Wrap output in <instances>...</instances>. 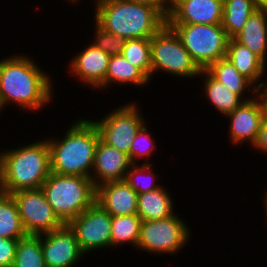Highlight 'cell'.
Returning a JSON list of instances; mask_svg holds the SVG:
<instances>
[{
  "mask_svg": "<svg viewBox=\"0 0 267 267\" xmlns=\"http://www.w3.org/2000/svg\"><path fill=\"white\" fill-rule=\"evenodd\" d=\"M201 70L226 57L229 37L222 24H169Z\"/></svg>",
  "mask_w": 267,
  "mask_h": 267,
  "instance_id": "obj_6",
  "label": "cell"
},
{
  "mask_svg": "<svg viewBox=\"0 0 267 267\" xmlns=\"http://www.w3.org/2000/svg\"><path fill=\"white\" fill-rule=\"evenodd\" d=\"M111 222L112 216L95 202L68 225L74 231L81 251L88 254L111 248Z\"/></svg>",
  "mask_w": 267,
  "mask_h": 267,
  "instance_id": "obj_11",
  "label": "cell"
},
{
  "mask_svg": "<svg viewBox=\"0 0 267 267\" xmlns=\"http://www.w3.org/2000/svg\"><path fill=\"white\" fill-rule=\"evenodd\" d=\"M27 236L18 207L11 194L0 195V238L22 239Z\"/></svg>",
  "mask_w": 267,
  "mask_h": 267,
  "instance_id": "obj_25",
  "label": "cell"
},
{
  "mask_svg": "<svg viewBox=\"0 0 267 267\" xmlns=\"http://www.w3.org/2000/svg\"><path fill=\"white\" fill-rule=\"evenodd\" d=\"M46 200L63 224H69L95 203L96 187L92 179L83 176L60 175L51 172L41 185Z\"/></svg>",
  "mask_w": 267,
  "mask_h": 267,
  "instance_id": "obj_5",
  "label": "cell"
},
{
  "mask_svg": "<svg viewBox=\"0 0 267 267\" xmlns=\"http://www.w3.org/2000/svg\"><path fill=\"white\" fill-rule=\"evenodd\" d=\"M257 9H267V0H252Z\"/></svg>",
  "mask_w": 267,
  "mask_h": 267,
  "instance_id": "obj_35",
  "label": "cell"
},
{
  "mask_svg": "<svg viewBox=\"0 0 267 267\" xmlns=\"http://www.w3.org/2000/svg\"><path fill=\"white\" fill-rule=\"evenodd\" d=\"M16 239L0 238V267H12L17 249Z\"/></svg>",
  "mask_w": 267,
  "mask_h": 267,
  "instance_id": "obj_32",
  "label": "cell"
},
{
  "mask_svg": "<svg viewBox=\"0 0 267 267\" xmlns=\"http://www.w3.org/2000/svg\"><path fill=\"white\" fill-rule=\"evenodd\" d=\"M83 49L71 59L68 70L84 85H88L94 90L97 88L105 89V77L110 55L91 43Z\"/></svg>",
  "mask_w": 267,
  "mask_h": 267,
  "instance_id": "obj_15",
  "label": "cell"
},
{
  "mask_svg": "<svg viewBox=\"0 0 267 267\" xmlns=\"http://www.w3.org/2000/svg\"><path fill=\"white\" fill-rule=\"evenodd\" d=\"M157 177L151 164H132L126 173L125 181L137 194H142L161 187L156 182Z\"/></svg>",
  "mask_w": 267,
  "mask_h": 267,
  "instance_id": "obj_29",
  "label": "cell"
},
{
  "mask_svg": "<svg viewBox=\"0 0 267 267\" xmlns=\"http://www.w3.org/2000/svg\"><path fill=\"white\" fill-rule=\"evenodd\" d=\"M138 194L125 180L106 182L96 187L95 202L112 217L137 214Z\"/></svg>",
  "mask_w": 267,
  "mask_h": 267,
  "instance_id": "obj_17",
  "label": "cell"
},
{
  "mask_svg": "<svg viewBox=\"0 0 267 267\" xmlns=\"http://www.w3.org/2000/svg\"><path fill=\"white\" fill-rule=\"evenodd\" d=\"M146 125L147 124L145 123L140 128L132 142L130 148V160L132 164L139 162L138 158L141 160L142 158L145 159L144 164H151V162H149V157H151L153 150L156 149V144H154L155 141L153 140V137L148 133V127Z\"/></svg>",
  "mask_w": 267,
  "mask_h": 267,
  "instance_id": "obj_30",
  "label": "cell"
},
{
  "mask_svg": "<svg viewBox=\"0 0 267 267\" xmlns=\"http://www.w3.org/2000/svg\"><path fill=\"white\" fill-rule=\"evenodd\" d=\"M136 102H130L94 120L100 139L107 145L129 155L137 132L146 123Z\"/></svg>",
  "mask_w": 267,
  "mask_h": 267,
  "instance_id": "obj_9",
  "label": "cell"
},
{
  "mask_svg": "<svg viewBox=\"0 0 267 267\" xmlns=\"http://www.w3.org/2000/svg\"><path fill=\"white\" fill-rule=\"evenodd\" d=\"M11 195L27 235H43L64 225L53 212L41 188L22 190Z\"/></svg>",
  "mask_w": 267,
  "mask_h": 267,
  "instance_id": "obj_10",
  "label": "cell"
},
{
  "mask_svg": "<svg viewBox=\"0 0 267 267\" xmlns=\"http://www.w3.org/2000/svg\"><path fill=\"white\" fill-rule=\"evenodd\" d=\"M174 0H147V4H155L166 14L171 10Z\"/></svg>",
  "mask_w": 267,
  "mask_h": 267,
  "instance_id": "obj_34",
  "label": "cell"
},
{
  "mask_svg": "<svg viewBox=\"0 0 267 267\" xmlns=\"http://www.w3.org/2000/svg\"><path fill=\"white\" fill-rule=\"evenodd\" d=\"M255 150L263 153H267V108L265 111L264 119L261 124V128L258 132L257 140L253 144Z\"/></svg>",
  "mask_w": 267,
  "mask_h": 267,
  "instance_id": "obj_33",
  "label": "cell"
},
{
  "mask_svg": "<svg viewBox=\"0 0 267 267\" xmlns=\"http://www.w3.org/2000/svg\"><path fill=\"white\" fill-rule=\"evenodd\" d=\"M151 80L155 72L194 78L199 77L201 69L193 61L174 29L166 24L150 38Z\"/></svg>",
  "mask_w": 267,
  "mask_h": 267,
  "instance_id": "obj_7",
  "label": "cell"
},
{
  "mask_svg": "<svg viewBox=\"0 0 267 267\" xmlns=\"http://www.w3.org/2000/svg\"><path fill=\"white\" fill-rule=\"evenodd\" d=\"M32 58L21 54L0 60V106L16 104L20 110L37 111L52 101L51 78Z\"/></svg>",
  "mask_w": 267,
  "mask_h": 267,
  "instance_id": "obj_1",
  "label": "cell"
},
{
  "mask_svg": "<svg viewBox=\"0 0 267 267\" xmlns=\"http://www.w3.org/2000/svg\"><path fill=\"white\" fill-rule=\"evenodd\" d=\"M200 76L205 77L202 84L204 89L202 91L205 90L203 92L206 94L208 101L211 105L215 106L222 116L231 113L243 101L253 98V96L241 98L238 94L233 93L225 85L214 79L206 70H201Z\"/></svg>",
  "mask_w": 267,
  "mask_h": 267,
  "instance_id": "obj_21",
  "label": "cell"
},
{
  "mask_svg": "<svg viewBox=\"0 0 267 267\" xmlns=\"http://www.w3.org/2000/svg\"><path fill=\"white\" fill-rule=\"evenodd\" d=\"M260 92L263 94L265 101H266V104H267V80L265 81V85Z\"/></svg>",
  "mask_w": 267,
  "mask_h": 267,
  "instance_id": "obj_36",
  "label": "cell"
},
{
  "mask_svg": "<svg viewBox=\"0 0 267 267\" xmlns=\"http://www.w3.org/2000/svg\"><path fill=\"white\" fill-rule=\"evenodd\" d=\"M265 193L266 194H264V198H263L264 202H263V204L265 205L264 207H265L266 212H267V191ZM265 215L267 216V213Z\"/></svg>",
  "mask_w": 267,
  "mask_h": 267,
  "instance_id": "obj_39",
  "label": "cell"
},
{
  "mask_svg": "<svg viewBox=\"0 0 267 267\" xmlns=\"http://www.w3.org/2000/svg\"><path fill=\"white\" fill-rule=\"evenodd\" d=\"M206 71L214 79L225 85V87L233 93L238 94L241 98L247 91L253 93L254 95L260 92L255 86H252L253 84L247 78L238 72V70L226 57L213 62Z\"/></svg>",
  "mask_w": 267,
  "mask_h": 267,
  "instance_id": "obj_22",
  "label": "cell"
},
{
  "mask_svg": "<svg viewBox=\"0 0 267 267\" xmlns=\"http://www.w3.org/2000/svg\"><path fill=\"white\" fill-rule=\"evenodd\" d=\"M223 0H174L168 24H221Z\"/></svg>",
  "mask_w": 267,
  "mask_h": 267,
  "instance_id": "obj_14",
  "label": "cell"
},
{
  "mask_svg": "<svg viewBox=\"0 0 267 267\" xmlns=\"http://www.w3.org/2000/svg\"><path fill=\"white\" fill-rule=\"evenodd\" d=\"M131 165L128 154L99 139L90 178L95 187L106 182L123 181Z\"/></svg>",
  "mask_w": 267,
  "mask_h": 267,
  "instance_id": "obj_16",
  "label": "cell"
},
{
  "mask_svg": "<svg viewBox=\"0 0 267 267\" xmlns=\"http://www.w3.org/2000/svg\"><path fill=\"white\" fill-rule=\"evenodd\" d=\"M256 9L252 0H223L221 24L229 38H233L242 30L243 25Z\"/></svg>",
  "mask_w": 267,
  "mask_h": 267,
  "instance_id": "obj_24",
  "label": "cell"
},
{
  "mask_svg": "<svg viewBox=\"0 0 267 267\" xmlns=\"http://www.w3.org/2000/svg\"><path fill=\"white\" fill-rule=\"evenodd\" d=\"M233 39L267 64V9H256Z\"/></svg>",
  "mask_w": 267,
  "mask_h": 267,
  "instance_id": "obj_19",
  "label": "cell"
},
{
  "mask_svg": "<svg viewBox=\"0 0 267 267\" xmlns=\"http://www.w3.org/2000/svg\"><path fill=\"white\" fill-rule=\"evenodd\" d=\"M67 1H69V2H71V3H72V2H74V3L76 2V3H77L79 0H67Z\"/></svg>",
  "mask_w": 267,
  "mask_h": 267,
  "instance_id": "obj_40",
  "label": "cell"
},
{
  "mask_svg": "<svg viewBox=\"0 0 267 267\" xmlns=\"http://www.w3.org/2000/svg\"><path fill=\"white\" fill-rule=\"evenodd\" d=\"M95 27V35L93 36L94 39L91 43L110 56L121 55L126 40L113 33L107 32L97 23L95 24Z\"/></svg>",
  "mask_w": 267,
  "mask_h": 267,
  "instance_id": "obj_31",
  "label": "cell"
},
{
  "mask_svg": "<svg viewBox=\"0 0 267 267\" xmlns=\"http://www.w3.org/2000/svg\"><path fill=\"white\" fill-rule=\"evenodd\" d=\"M3 193L41 188L49 177L50 150L47 139L0 152Z\"/></svg>",
  "mask_w": 267,
  "mask_h": 267,
  "instance_id": "obj_4",
  "label": "cell"
},
{
  "mask_svg": "<svg viewBox=\"0 0 267 267\" xmlns=\"http://www.w3.org/2000/svg\"><path fill=\"white\" fill-rule=\"evenodd\" d=\"M177 214L164 219L142 221L137 249L151 254L179 252L190 241V227Z\"/></svg>",
  "mask_w": 267,
  "mask_h": 267,
  "instance_id": "obj_8",
  "label": "cell"
},
{
  "mask_svg": "<svg viewBox=\"0 0 267 267\" xmlns=\"http://www.w3.org/2000/svg\"><path fill=\"white\" fill-rule=\"evenodd\" d=\"M12 267H46L41 235H27L18 240Z\"/></svg>",
  "mask_w": 267,
  "mask_h": 267,
  "instance_id": "obj_27",
  "label": "cell"
},
{
  "mask_svg": "<svg viewBox=\"0 0 267 267\" xmlns=\"http://www.w3.org/2000/svg\"><path fill=\"white\" fill-rule=\"evenodd\" d=\"M121 55L151 80L150 38L126 40Z\"/></svg>",
  "mask_w": 267,
  "mask_h": 267,
  "instance_id": "obj_28",
  "label": "cell"
},
{
  "mask_svg": "<svg viewBox=\"0 0 267 267\" xmlns=\"http://www.w3.org/2000/svg\"><path fill=\"white\" fill-rule=\"evenodd\" d=\"M142 220L135 215L113 216L111 222V247L132 244L135 249L138 244ZM122 244V245H121Z\"/></svg>",
  "mask_w": 267,
  "mask_h": 267,
  "instance_id": "obj_26",
  "label": "cell"
},
{
  "mask_svg": "<svg viewBox=\"0 0 267 267\" xmlns=\"http://www.w3.org/2000/svg\"><path fill=\"white\" fill-rule=\"evenodd\" d=\"M226 58L230 60L238 72L247 78L258 91L263 89L265 82H259V80L261 81L262 76L265 75L264 71L267 66L258 55L233 38H229Z\"/></svg>",
  "mask_w": 267,
  "mask_h": 267,
  "instance_id": "obj_18",
  "label": "cell"
},
{
  "mask_svg": "<svg viewBox=\"0 0 267 267\" xmlns=\"http://www.w3.org/2000/svg\"><path fill=\"white\" fill-rule=\"evenodd\" d=\"M150 80L134 65L128 62L122 55L110 56L105 77V90L108 85L128 84L137 87L145 86ZM111 84V85H110Z\"/></svg>",
  "mask_w": 267,
  "mask_h": 267,
  "instance_id": "obj_23",
  "label": "cell"
},
{
  "mask_svg": "<svg viewBox=\"0 0 267 267\" xmlns=\"http://www.w3.org/2000/svg\"><path fill=\"white\" fill-rule=\"evenodd\" d=\"M170 193L162 185L156 190L138 194L137 215L142 221L164 219L173 216L174 203Z\"/></svg>",
  "mask_w": 267,
  "mask_h": 267,
  "instance_id": "obj_20",
  "label": "cell"
},
{
  "mask_svg": "<svg viewBox=\"0 0 267 267\" xmlns=\"http://www.w3.org/2000/svg\"><path fill=\"white\" fill-rule=\"evenodd\" d=\"M267 104L261 92L250 100L243 101L236 109L227 114L230 121L229 136L232 144H253L264 119Z\"/></svg>",
  "mask_w": 267,
  "mask_h": 267,
  "instance_id": "obj_12",
  "label": "cell"
},
{
  "mask_svg": "<svg viewBox=\"0 0 267 267\" xmlns=\"http://www.w3.org/2000/svg\"><path fill=\"white\" fill-rule=\"evenodd\" d=\"M128 2H135V3H142V4H147V0H125Z\"/></svg>",
  "mask_w": 267,
  "mask_h": 267,
  "instance_id": "obj_38",
  "label": "cell"
},
{
  "mask_svg": "<svg viewBox=\"0 0 267 267\" xmlns=\"http://www.w3.org/2000/svg\"><path fill=\"white\" fill-rule=\"evenodd\" d=\"M94 21L125 40L151 38L167 22V14L155 4L125 0H94Z\"/></svg>",
  "mask_w": 267,
  "mask_h": 267,
  "instance_id": "obj_2",
  "label": "cell"
},
{
  "mask_svg": "<svg viewBox=\"0 0 267 267\" xmlns=\"http://www.w3.org/2000/svg\"><path fill=\"white\" fill-rule=\"evenodd\" d=\"M41 248L46 267H74L84 255L68 224L41 235Z\"/></svg>",
  "mask_w": 267,
  "mask_h": 267,
  "instance_id": "obj_13",
  "label": "cell"
},
{
  "mask_svg": "<svg viewBox=\"0 0 267 267\" xmlns=\"http://www.w3.org/2000/svg\"><path fill=\"white\" fill-rule=\"evenodd\" d=\"M99 139L100 134L93 120L85 118L72 122L60 139L47 138L51 172L90 178Z\"/></svg>",
  "mask_w": 267,
  "mask_h": 267,
  "instance_id": "obj_3",
  "label": "cell"
},
{
  "mask_svg": "<svg viewBox=\"0 0 267 267\" xmlns=\"http://www.w3.org/2000/svg\"><path fill=\"white\" fill-rule=\"evenodd\" d=\"M2 193H3V189H2L1 159H0V195Z\"/></svg>",
  "mask_w": 267,
  "mask_h": 267,
  "instance_id": "obj_37",
  "label": "cell"
}]
</instances>
